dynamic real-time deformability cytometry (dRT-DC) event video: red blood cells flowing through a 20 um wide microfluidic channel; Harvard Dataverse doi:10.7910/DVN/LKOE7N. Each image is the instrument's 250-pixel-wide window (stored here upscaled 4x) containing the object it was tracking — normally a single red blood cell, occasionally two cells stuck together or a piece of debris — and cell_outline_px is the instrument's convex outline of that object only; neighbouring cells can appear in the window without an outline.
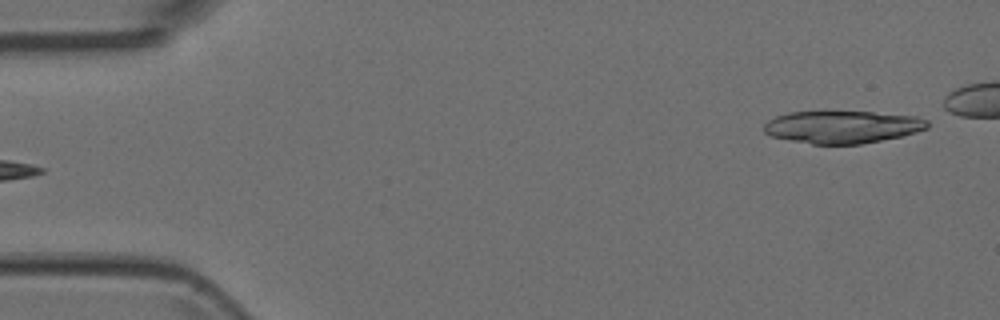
{"species": "Egyptian fruit bat (a non-hibernating species)", "species_latin": "Rousettus aegyptiacus", "temperature_condition": "room temperature", "stored_images_in_passage": 5, "camera_frame_rate_fps": 3000, "um_per_image_px": 0.085, "animal": {"sex": "female"}, "frame": {"image": 1, "passage_image": 5, "time_ms": 1.333, "image_size_px": [1000, 320], "cell_outline_px": [[928, 128], [916, 132], [900, 136], [860, 144], [812, 144], [772, 136], [764, 132], [764, 124], [768, 120], [776, 116], [788, 112], [828, 108], [916, 116], [928, 120]], "centroid_in_image_um": [71.56, 10.73], "position_along_channel_um": 13.4, "area_um2": 31.91}}